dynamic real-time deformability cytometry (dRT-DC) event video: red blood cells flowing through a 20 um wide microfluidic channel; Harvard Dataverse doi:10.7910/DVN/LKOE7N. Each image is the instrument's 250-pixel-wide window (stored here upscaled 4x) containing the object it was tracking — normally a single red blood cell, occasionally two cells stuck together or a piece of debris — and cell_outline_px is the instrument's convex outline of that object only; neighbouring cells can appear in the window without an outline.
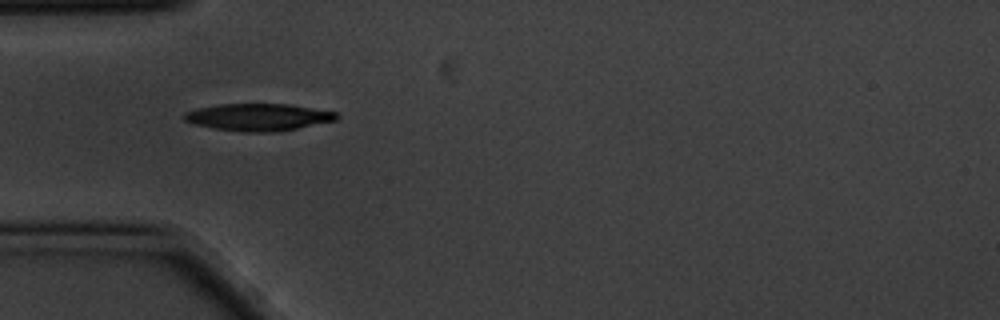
{"species": "common noctule bat (a hibernating species)", "species_latin": "Nyctalus noctula", "temperature_condition": "cold", "stored_images_in_passage": 2, "camera_frame_rate_fps": 3000, "um_per_image_px": 0.085, "animal": {"sex": "male", "body_mass_g": 20.1, "forearm_length_mm": 53.5}, "frame": {"image": 1, "passage_image": 1, "time_ms": 0.0, "image_size_px": [1000, 320], "cell_outline_px": [[340, 116], [336, 120], [296, 128], [268, 132], [244, 132], [212, 128], [192, 124], [184, 120], [180, 116], [184, 112], [196, 108], [220, 104], [288, 104], [336, 112]], "centroid_in_image_um": [21.87, 9.95], "position_along_channel_um": 63.1, "area_um2": 24.1}}